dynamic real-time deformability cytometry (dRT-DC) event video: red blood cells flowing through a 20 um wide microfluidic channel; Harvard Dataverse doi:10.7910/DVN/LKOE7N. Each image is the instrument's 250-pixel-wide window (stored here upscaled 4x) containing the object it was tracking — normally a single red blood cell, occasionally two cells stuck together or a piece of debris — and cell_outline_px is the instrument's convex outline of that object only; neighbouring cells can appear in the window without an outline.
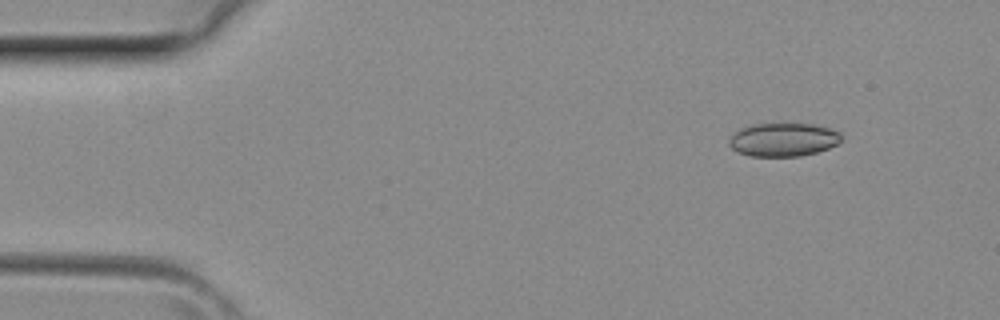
{"species": "common noctule bat (a hibernating species)", "species_latin": "Nyctalus noctula", "temperature_condition": "room temperature", "stored_images_in_passage": 3, "camera_frame_rate_fps": 3000, "um_per_image_px": 0.085, "animal": {"sex": "female", "body_mass_g": 29.2, "forearm_length_mm": 56.3}, "frame": {"image": 1, "passage_image": 1, "time_ms": 0.0, "image_size_px": [1000, 320], "cell_outline_px": [[840, 140], [836, 144], [828, 148], [816, 152], [800, 156], [752, 156], [736, 152], [728, 144], [728, 140], [740, 128], [752, 124], [812, 124], [828, 128], [840, 132]], "centroid_in_image_um": [66.54, 11.87], "position_along_channel_um": 18.5, "area_um2": 21.68}}
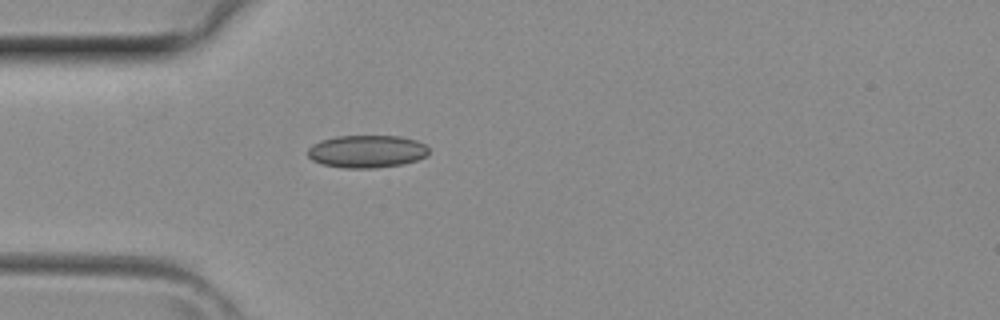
{"frame": {"image": 2, "passage_image": 3, "time_ms": 0.667, "image_size_px": [1000, 320], "cell_outline_px": [[428, 152], [424, 156], [416, 160], [404, 164], [376, 168], [344, 168], [320, 164], [312, 160], [308, 156], [308, 148], [312, 144], [320, 140], [336, 136], [400, 136], [416, 140], [424, 144], [428, 148]], "centroid_in_image_um": [31.14, 12.87], "position_along_channel_um": 53.9, "area_um2": 23.12}}